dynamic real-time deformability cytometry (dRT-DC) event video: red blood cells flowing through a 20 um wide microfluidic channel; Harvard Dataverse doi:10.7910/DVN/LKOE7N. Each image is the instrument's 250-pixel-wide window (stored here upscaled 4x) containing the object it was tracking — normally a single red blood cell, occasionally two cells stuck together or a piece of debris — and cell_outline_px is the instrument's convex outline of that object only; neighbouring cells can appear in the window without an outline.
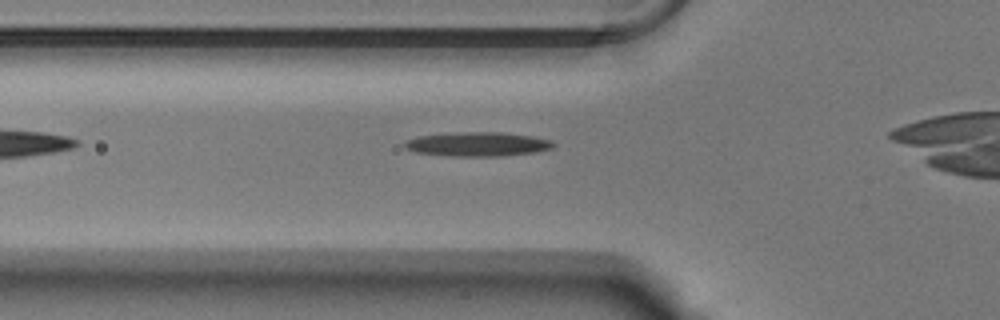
{"species": "Egyptian fruit bat (a non-hibernating species)", "species_latin": "Rousettus aegyptiacus", "temperature_condition": "warm", "stored_images_in_passage": 35, "camera_frame_rate_fps": 3000, "um_per_image_px": 0.085, "animal": {"sex": "male"}, "frame": {"image": 1, "passage_image": 4, "time_ms": 1.0, "image_size_px": [1000, 320], "cell_outline_px": [[556, 144], [552, 148], [536, 152], [504, 156], [448, 156], [416, 152], [404, 148], [404, 140], [420, 136], [464, 132], [500, 132], [532, 136], [552, 140]], "centroid_in_image_um": [40.62, 12.26], "position_along_channel_um": 85.2, "area_um2": 20.98}}
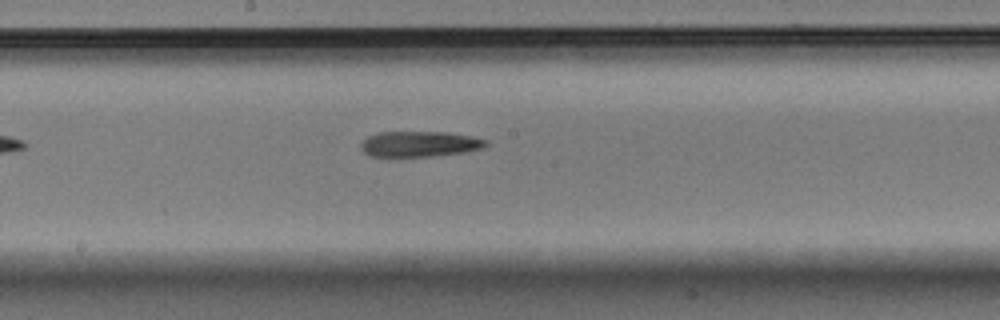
{"frame": {"image": 2, "passage_image": 14, "time_ms": 4.333, "image_size_px": [1000, 320], "cell_outline_px": [[488, 144], [484, 148], [464, 152], [432, 156], [388, 160], [372, 156], [364, 152], [360, 148], [360, 144], [368, 136], [376, 132], [448, 132], [472, 136], [488, 140]], "centroid_in_image_um": [35.6, 12.28], "position_along_channel_um": 212.6, "area_um2": 19.54}}
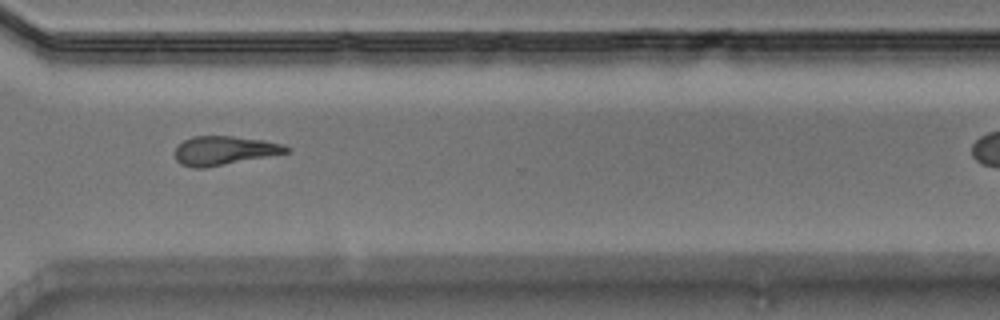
{"frame": {"image": 3, "passage_image": 25, "time_ms": 8.0, "image_size_px": [1000, 320], "cell_outline_px": [[292, 148], [288, 152], [268, 156], [204, 168], [192, 168], [180, 164], [176, 160], [176, 148], [184, 140], [192, 136], [232, 136], [264, 140], [284, 144]], "centroid_in_image_um": [19.07, 12.79], "position_along_channel_um": 351.5, "area_um2": 18.67}}